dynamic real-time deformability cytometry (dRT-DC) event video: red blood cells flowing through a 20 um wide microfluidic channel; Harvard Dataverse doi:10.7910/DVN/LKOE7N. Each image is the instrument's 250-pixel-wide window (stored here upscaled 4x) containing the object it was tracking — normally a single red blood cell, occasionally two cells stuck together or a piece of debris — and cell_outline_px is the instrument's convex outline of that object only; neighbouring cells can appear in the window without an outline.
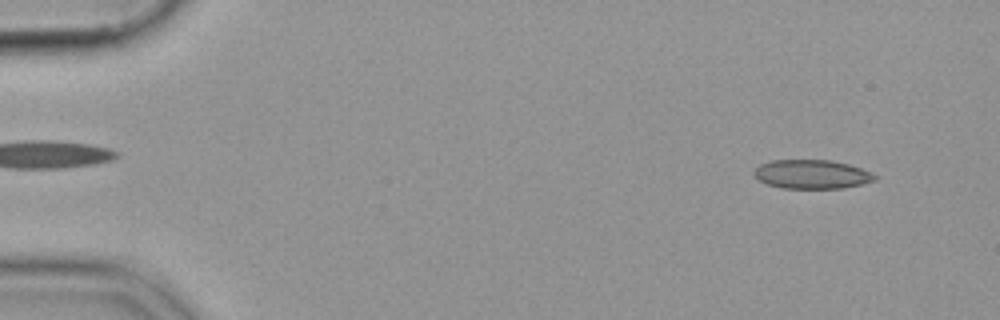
{"species": "common noctule bat (a hibernating species)", "species_latin": "Nyctalus noctula", "temperature_condition": "cold", "stored_images_in_passage": 54, "camera_frame_rate_fps": 3000, "um_per_image_px": 0.085, "animal": {"sex": "female", "body_mass_g": 19.9}, "frame": {"image": 1, "passage_image": 4, "time_ms": 1.0, "image_size_px": [1000, 320], "cell_outline_px": [[880, 176], [876, 180], [844, 188], [784, 188], [768, 184], [760, 180], [752, 172], [760, 164], [772, 160], [832, 160], [848, 164], [872, 172]], "centroid_in_image_um": [69.05, 14.8], "position_along_channel_um": 16.0, "area_um2": 20.35}}
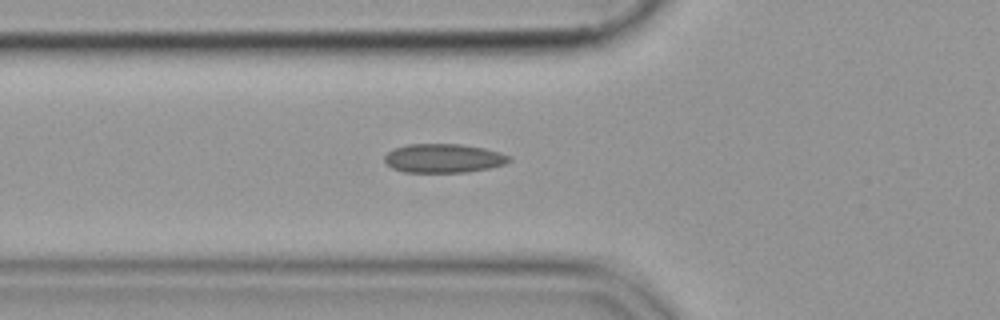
{"frame": {"image": 2, "passage_image": 19, "time_ms": 6.0, "image_size_px": [1000, 320], "cell_outline_px": [[512, 160], [504, 164], [488, 168], [464, 172], [404, 172], [392, 168], [384, 160], [384, 156], [388, 152], [396, 148], [408, 144], [460, 144], [484, 148], [500, 152], [512, 156]], "centroid_in_image_um": [37.72, 13.45], "position_along_channel_um": 88.1, "area_um2": 20.92}}
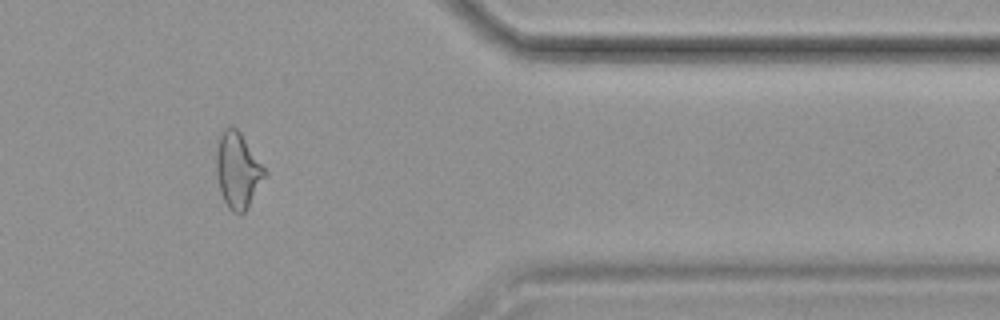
{"frame": {"image": 3, "passage_image": 45, "time_ms": 14.667, "image_size_px": [1000, 320], "cell_outline_px": [[268, 172], [248, 208], [244, 212], [232, 212], [228, 208], [220, 192], [216, 176], [216, 148], [220, 136], [228, 124], [232, 124], [240, 132]], "centroid_in_image_um": [20.2, 14.46], "position_along_channel_um": 391.2, "area_um2": 21.5}}